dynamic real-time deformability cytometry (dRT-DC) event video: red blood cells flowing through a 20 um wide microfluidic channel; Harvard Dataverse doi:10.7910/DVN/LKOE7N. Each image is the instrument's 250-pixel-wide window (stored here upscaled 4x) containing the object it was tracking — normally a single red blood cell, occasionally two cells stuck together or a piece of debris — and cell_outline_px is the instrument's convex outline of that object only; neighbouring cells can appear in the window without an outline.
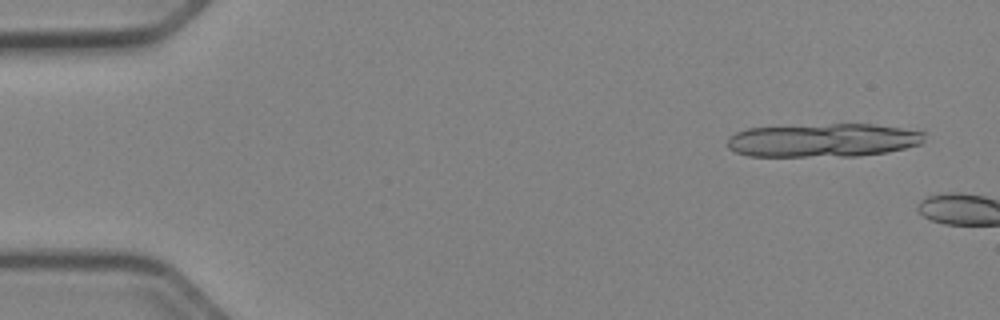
{"species": "Egyptian fruit bat (a non-hibernating species)", "species_latin": "Rousettus aegyptiacus", "temperature_condition": "cold", "stored_images_in_passage": 5, "camera_frame_rate_fps": 3000, "um_per_image_px": 0.085, "animal": {"sex": "female"}, "frame": {"image": 1, "passage_image": 3, "time_ms": 0.667, "image_size_px": [1000, 320], "cell_outline_px": [[924, 140], [920, 144], [888, 152], [856, 156], [748, 156], [736, 152], [728, 148], [728, 136], [736, 132], [748, 128], [832, 124], [872, 124], [900, 128], [924, 132]], "centroid_in_image_um": [69.94, 11.92], "position_along_channel_um": 15.1, "area_um2": 38.32}}